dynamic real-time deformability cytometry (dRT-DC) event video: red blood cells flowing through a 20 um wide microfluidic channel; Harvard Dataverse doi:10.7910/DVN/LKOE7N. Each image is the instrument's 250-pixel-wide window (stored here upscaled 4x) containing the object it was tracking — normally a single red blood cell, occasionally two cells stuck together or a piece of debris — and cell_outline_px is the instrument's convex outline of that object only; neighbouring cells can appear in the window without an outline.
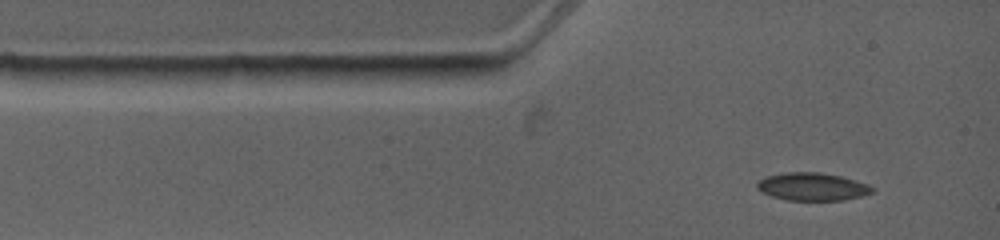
{"species": "common noctule bat (a hibernating species)", "species_latin": "Nyctalus noctula", "temperature_condition": "warm", "stored_images_in_passage": 6, "camera_frame_rate_fps": 4500, "um_per_image_px": 0.085, "animal": {"sex": "female", "body_mass_g": 19.0, "forearm_length_mm": 53.3}, "frame": {"image": 1, "passage_image": 1, "time_ms": 0.0, "image_size_px": [1000, 240], "cell_outline_px": [[876, 188], [872, 192], [860, 196], [844, 200], [784, 200], [772, 196], [756, 188], [756, 184], [764, 176], [784, 172], [820, 172], [840, 176], [856, 180], [868, 184]], "centroid_in_image_um": [69.04, 15.86], "position_along_channel_um": 16.0, "area_um2": 18.73}}
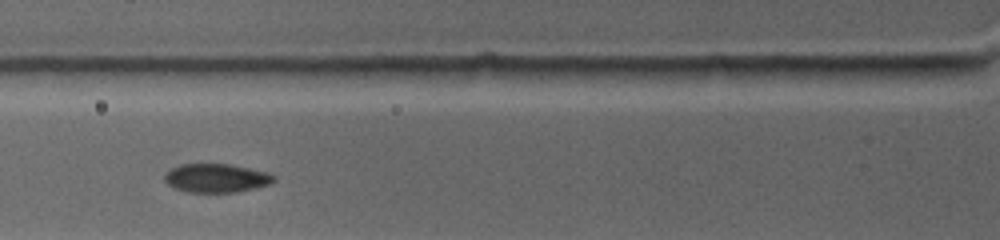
{"frame": {"image": 2, "passage_image": 4, "time_ms": 2.889, "image_size_px": [1000, 240], "cell_outline_px": [[276, 180], [272, 184], [256, 188], [236, 192], [188, 192], [172, 188], [164, 180], [164, 172], [180, 164], [228, 164], [268, 172], [276, 176]], "centroid_in_image_um": [18.39, 15.14], "position_along_channel_um": 107.4, "area_um2": 18.5}}
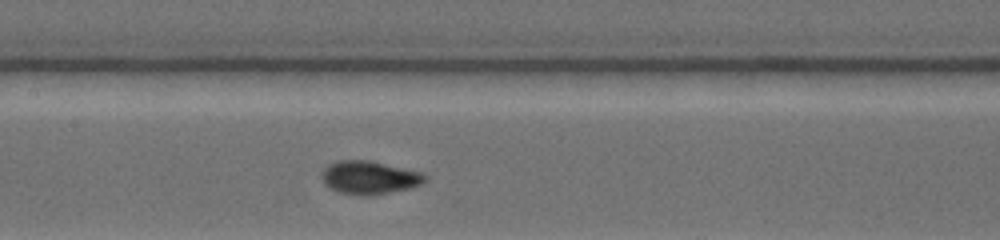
{"frame": {"image": 3, "passage_image": 6, "time_ms": 4.667, "image_size_px": [1000, 240], "cell_outline_px": [[428, 180], [412, 188], [388, 192], [340, 192], [328, 188], [324, 184], [324, 168], [328, 164], [340, 160], [368, 160], [420, 172], [428, 176]], "centroid_in_image_um": [31.43, 15.04], "position_along_channel_um": 176.0, "area_um2": 19.02}}